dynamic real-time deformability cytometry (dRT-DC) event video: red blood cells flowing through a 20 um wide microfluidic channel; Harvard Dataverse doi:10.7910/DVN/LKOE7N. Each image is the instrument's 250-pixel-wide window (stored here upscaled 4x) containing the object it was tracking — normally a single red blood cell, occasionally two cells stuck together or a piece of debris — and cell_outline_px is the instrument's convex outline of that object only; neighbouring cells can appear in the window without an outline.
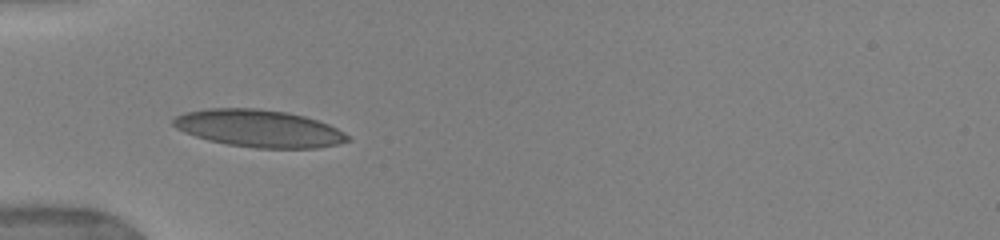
{"species": "human", "species_latin": "Homo sapiens", "temperature_condition": "warm", "stored_images_in_passage": 9, "camera_frame_rate_fps": 3000, "um_per_image_px": 0.085, "donor": {"sex": "female"}, "frame": {"image": 1, "passage_image": 1, "time_ms": 0.0, "image_size_px": [1000, 240], "cell_outline_px": [[352, 140], [336, 144], [316, 148], [256, 148], [228, 144], [208, 140], [184, 132], [176, 128], [172, 124], [172, 120], [176, 116], [184, 112], [208, 108], [256, 108], [288, 112], [304, 116], [328, 124], [344, 132]], "centroid_in_image_um": [21.99, 10.91], "position_along_channel_um": 63.0, "area_um2": 37.86}}